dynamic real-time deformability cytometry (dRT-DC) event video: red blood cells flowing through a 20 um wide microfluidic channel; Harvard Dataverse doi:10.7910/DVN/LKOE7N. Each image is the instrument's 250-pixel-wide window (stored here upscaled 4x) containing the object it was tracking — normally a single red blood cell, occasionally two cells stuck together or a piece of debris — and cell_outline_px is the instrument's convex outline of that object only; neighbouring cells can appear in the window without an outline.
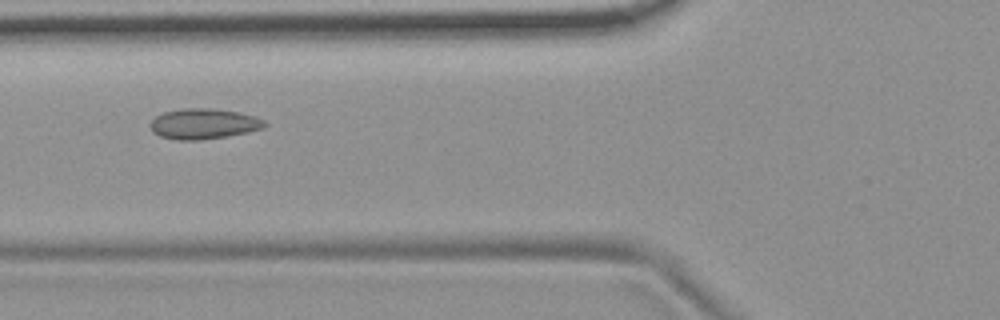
{"species": "common noctule bat (a hibernating species)", "species_latin": "Nyctalus noctula", "temperature_condition": "room temperature", "stored_images_in_passage": 6, "camera_frame_rate_fps": 3000, "um_per_image_px": 0.085, "animal": {"sex": "female", "body_mass_g": 19.9}, "frame": {"image": 1, "passage_image": 4, "time_ms": 1.0, "image_size_px": [1000, 320], "cell_outline_px": [[268, 124], [264, 128], [248, 132], [224, 136], [196, 140], [176, 140], [160, 136], [152, 132], [148, 124], [156, 116], [164, 112], [180, 108], [212, 108], [240, 112], [256, 116], [264, 120]], "centroid_in_image_um": [17.3, 10.51], "position_along_channel_um": 108.5, "area_um2": 20.46}}
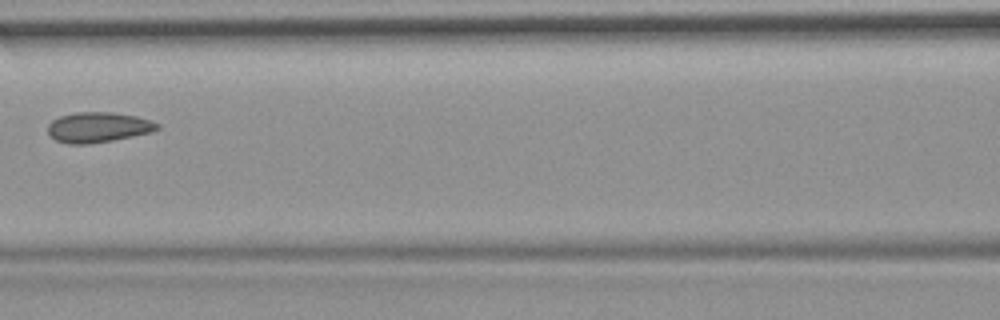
{"frame": {"image": 2, "passage_image": 5, "time_ms": 1.333, "image_size_px": [1000, 320], "cell_outline_px": [[160, 128], [152, 132], [112, 140], [88, 144], [68, 144], [56, 140], [48, 132], [48, 124], [52, 120], [60, 116], [76, 112], [112, 112], [136, 116], [152, 120], [160, 124]], "centroid_in_image_um": [8.36, 10.81], "position_along_channel_um": 158.2, "area_um2": 19.31}}
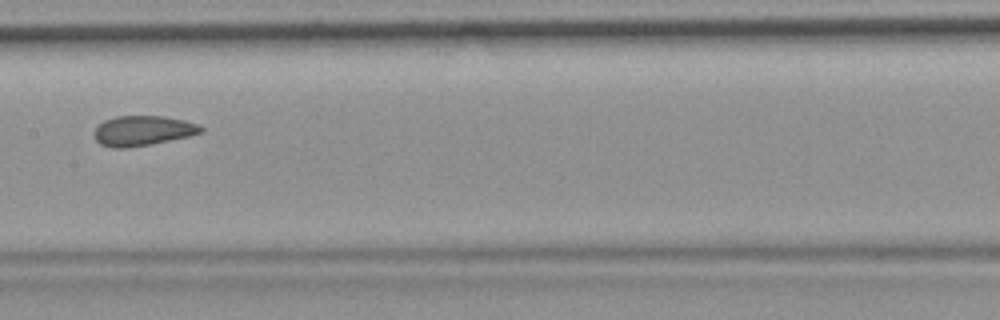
{"frame": {"image": 3, "passage_image": 6, "time_ms": 1.667, "image_size_px": [1000, 320], "cell_outline_px": [[204, 132], [188, 136], [128, 148], [112, 148], [100, 144], [96, 140], [92, 132], [104, 120], [116, 116], [164, 116], [184, 120], [200, 124], [204, 128]], "centroid_in_image_um": [12.13, 11.1], "position_along_channel_um": 195.3, "area_um2": 18.67}}